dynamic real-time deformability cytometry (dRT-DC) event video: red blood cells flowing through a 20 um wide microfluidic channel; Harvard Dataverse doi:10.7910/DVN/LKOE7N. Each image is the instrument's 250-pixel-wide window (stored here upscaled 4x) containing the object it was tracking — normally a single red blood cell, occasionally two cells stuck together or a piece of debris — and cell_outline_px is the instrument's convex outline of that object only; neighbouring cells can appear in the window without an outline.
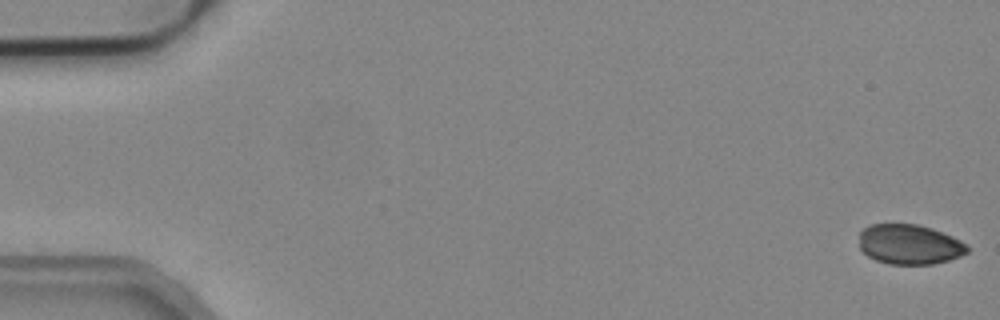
{"species": "common noctule bat (a hibernating species)", "species_latin": "Nyctalus noctula", "temperature_condition": "cold", "stored_images_in_passage": 53, "camera_frame_rate_fps": 3000, "um_per_image_px": 0.085, "animal": {"sex": "male", "body_mass_g": 19.2, "forearm_length_mm": 51.8}, "frame": {"image": 1, "passage_image": 1, "time_ms": 0.0, "image_size_px": [1000, 320], "cell_outline_px": [[968, 252], [960, 256], [948, 260], [932, 264], [888, 264], [876, 260], [868, 256], [860, 248], [860, 232], [868, 224], [916, 224], [932, 228], [952, 236], [968, 244]], "centroid_in_image_um": [77.31, 20.77], "position_along_channel_um": 7.7, "area_um2": 25.2}}
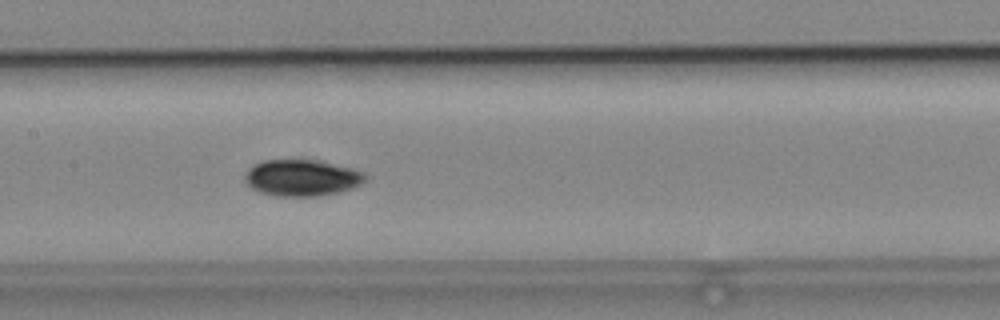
{"frame": {"image": 2, "passage_image": 26, "time_ms": 8.333, "image_size_px": [1000, 320], "cell_outline_px": [[368, 180], [352, 188], [340, 192], [320, 196], [276, 196], [260, 192], [252, 188], [244, 180], [244, 176], [248, 168], [252, 164], [260, 160], [312, 160], [352, 168], [364, 172], [368, 176]], "centroid_in_image_um": [25.65, 15.12], "position_along_channel_um": 181.7, "area_um2": 25.72}}
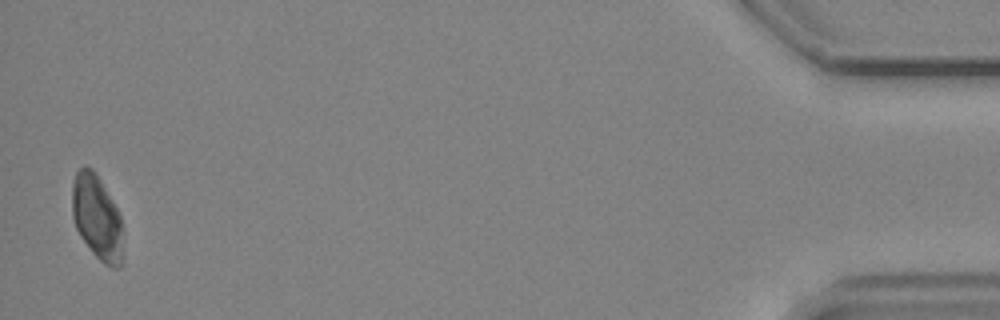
{"frame": {"image": 3, "passage_image": 52, "time_ms": 17.0, "image_size_px": [1000, 320], "cell_outline_px": [[120, 268], [112, 268], [104, 264], [92, 252], [80, 236], [76, 228], [72, 216], [72, 184], [76, 172], [80, 168], [92, 168], [96, 172], [112, 200], [120, 216]], "centroid_in_image_um": [8.19, 18.45], "position_along_channel_um": 427.0, "area_um2": 24.45}, "authors_computed_cell_mechanics": {"area_um2": 25.5476, "velocity_mm_per_s": 3.8992, "shape_relaxation_time_tau1_ms": 5.0194, "shape_relaxation_time_tau2_ms": null, "deformation_change_tau1": 0.1425, "deformation_change_tau2": null}}